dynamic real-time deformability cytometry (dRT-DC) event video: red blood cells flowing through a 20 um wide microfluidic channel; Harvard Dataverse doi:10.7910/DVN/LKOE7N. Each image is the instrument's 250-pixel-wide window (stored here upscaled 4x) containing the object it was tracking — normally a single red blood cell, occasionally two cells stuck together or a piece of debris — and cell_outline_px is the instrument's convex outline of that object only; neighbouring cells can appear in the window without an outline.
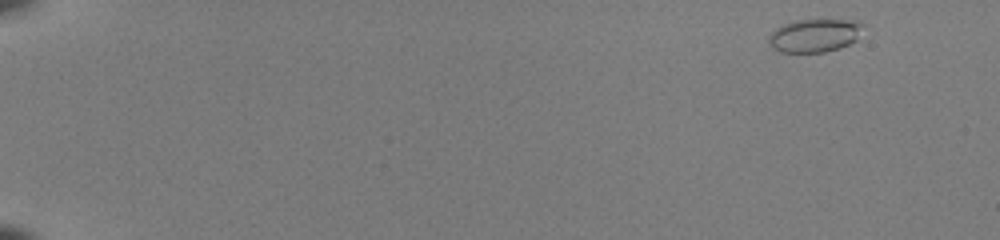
{"species": "common noctule bat (a hibernating species)", "species_latin": "Nyctalus noctula", "temperature_condition": "room temperature", "stored_images_in_passage": 9, "camera_frame_rate_fps": 3000, "um_per_image_px": 0.085, "animal": {"sex": "female", "body_mass_g": 22.0, "forearm_length_mm": 56.7}, "frame": {"image": 1, "passage_image": 1, "time_ms": 0.0, "image_size_px": [1000, 240], "cell_outline_px": [[864, 24], [856, 40], [840, 48], [824, 52], [780, 52], [772, 48], [768, 44], [768, 36], [776, 28], [784, 24], [796, 20], [856, 20]], "centroid_in_image_um": [69.22, 3.02], "position_along_channel_um": 15.8, "area_um2": 18.26}}